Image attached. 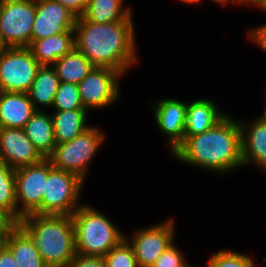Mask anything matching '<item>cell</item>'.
Segmentation results:
<instances>
[{
    "instance_id": "1",
    "label": "cell",
    "mask_w": 266,
    "mask_h": 267,
    "mask_svg": "<svg viewBox=\"0 0 266 267\" xmlns=\"http://www.w3.org/2000/svg\"><path fill=\"white\" fill-rule=\"evenodd\" d=\"M133 18L98 24L76 19L75 48L95 67H108L124 74L138 62Z\"/></svg>"
},
{
    "instance_id": "2",
    "label": "cell",
    "mask_w": 266,
    "mask_h": 267,
    "mask_svg": "<svg viewBox=\"0 0 266 267\" xmlns=\"http://www.w3.org/2000/svg\"><path fill=\"white\" fill-rule=\"evenodd\" d=\"M172 155L177 161L218 174L239 169L243 167L239 122L226 115L206 132L184 137Z\"/></svg>"
},
{
    "instance_id": "3",
    "label": "cell",
    "mask_w": 266,
    "mask_h": 267,
    "mask_svg": "<svg viewBox=\"0 0 266 267\" xmlns=\"http://www.w3.org/2000/svg\"><path fill=\"white\" fill-rule=\"evenodd\" d=\"M19 225L34 240L48 267H67L76 256L71 216L30 214L21 218Z\"/></svg>"
},
{
    "instance_id": "4",
    "label": "cell",
    "mask_w": 266,
    "mask_h": 267,
    "mask_svg": "<svg viewBox=\"0 0 266 267\" xmlns=\"http://www.w3.org/2000/svg\"><path fill=\"white\" fill-rule=\"evenodd\" d=\"M75 229L76 254L104 257L124 238V233L107 216L89 204H82L71 215Z\"/></svg>"
},
{
    "instance_id": "5",
    "label": "cell",
    "mask_w": 266,
    "mask_h": 267,
    "mask_svg": "<svg viewBox=\"0 0 266 267\" xmlns=\"http://www.w3.org/2000/svg\"><path fill=\"white\" fill-rule=\"evenodd\" d=\"M104 133L92 125L71 141L56 144L47 159L54 168L74 173L85 181L90 162L105 141Z\"/></svg>"
},
{
    "instance_id": "6",
    "label": "cell",
    "mask_w": 266,
    "mask_h": 267,
    "mask_svg": "<svg viewBox=\"0 0 266 267\" xmlns=\"http://www.w3.org/2000/svg\"><path fill=\"white\" fill-rule=\"evenodd\" d=\"M84 182L74 173L54 168L48 160V177L42 197L41 214L71 216L83 204H80L79 199Z\"/></svg>"
},
{
    "instance_id": "7",
    "label": "cell",
    "mask_w": 266,
    "mask_h": 267,
    "mask_svg": "<svg viewBox=\"0 0 266 267\" xmlns=\"http://www.w3.org/2000/svg\"><path fill=\"white\" fill-rule=\"evenodd\" d=\"M36 0H1L0 38L5 47H28L32 41Z\"/></svg>"
},
{
    "instance_id": "8",
    "label": "cell",
    "mask_w": 266,
    "mask_h": 267,
    "mask_svg": "<svg viewBox=\"0 0 266 267\" xmlns=\"http://www.w3.org/2000/svg\"><path fill=\"white\" fill-rule=\"evenodd\" d=\"M28 47L0 51V91L28 93L40 68Z\"/></svg>"
},
{
    "instance_id": "9",
    "label": "cell",
    "mask_w": 266,
    "mask_h": 267,
    "mask_svg": "<svg viewBox=\"0 0 266 267\" xmlns=\"http://www.w3.org/2000/svg\"><path fill=\"white\" fill-rule=\"evenodd\" d=\"M48 177V159L15 169L17 224L30 214H41L42 197Z\"/></svg>"
},
{
    "instance_id": "10",
    "label": "cell",
    "mask_w": 266,
    "mask_h": 267,
    "mask_svg": "<svg viewBox=\"0 0 266 267\" xmlns=\"http://www.w3.org/2000/svg\"><path fill=\"white\" fill-rule=\"evenodd\" d=\"M122 75L108 67H94L77 84L84 109H102L117 102L121 93L119 80Z\"/></svg>"
},
{
    "instance_id": "11",
    "label": "cell",
    "mask_w": 266,
    "mask_h": 267,
    "mask_svg": "<svg viewBox=\"0 0 266 267\" xmlns=\"http://www.w3.org/2000/svg\"><path fill=\"white\" fill-rule=\"evenodd\" d=\"M173 218L147 228H139L133 236L125 239L132 246L139 267H151L159 256L175 240Z\"/></svg>"
},
{
    "instance_id": "12",
    "label": "cell",
    "mask_w": 266,
    "mask_h": 267,
    "mask_svg": "<svg viewBox=\"0 0 266 267\" xmlns=\"http://www.w3.org/2000/svg\"><path fill=\"white\" fill-rule=\"evenodd\" d=\"M77 17L54 0H36L32 40L48 38L58 33L74 31Z\"/></svg>"
},
{
    "instance_id": "13",
    "label": "cell",
    "mask_w": 266,
    "mask_h": 267,
    "mask_svg": "<svg viewBox=\"0 0 266 267\" xmlns=\"http://www.w3.org/2000/svg\"><path fill=\"white\" fill-rule=\"evenodd\" d=\"M44 157L21 128H0V162L17 169L41 162Z\"/></svg>"
},
{
    "instance_id": "14",
    "label": "cell",
    "mask_w": 266,
    "mask_h": 267,
    "mask_svg": "<svg viewBox=\"0 0 266 267\" xmlns=\"http://www.w3.org/2000/svg\"><path fill=\"white\" fill-rule=\"evenodd\" d=\"M153 111L154 120L157 127L164 136L167 137L168 149L170 153L184 142V116L187 109V103L175 98L159 99L150 104Z\"/></svg>"
},
{
    "instance_id": "15",
    "label": "cell",
    "mask_w": 266,
    "mask_h": 267,
    "mask_svg": "<svg viewBox=\"0 0 266 267\" xmlns=\"http://www.w3.org/2000/svg\"><path fill=\"white\" fill-rule=\"evenodd\" d=\"M243 166L248 164L260 167L266 162V117L259 116L253 122L239 121Z\"/></svg>"
},
{
    "instance_id": "16",
    "label": "cell",
    "mask_w": 266,
    "mask_h": 267,
    "mask_svg": "<svg viewBox=\"0 0 266 267\" xmlns=\"http://www.w3.org/2000/svg\"><path fill=\"white\" fill-rule=\"evenodd\" d=\"M215 103L211 98H199L192 103H187L184 137L206 132L227 115L221 112Z\"/></svg>"
},
{
    "instance_id": "17",
    "label": "cell",
    "mask_w": 266,
    "mask_h": 267,
    "mask_svg": "<svg viewBox=\"0 0 266 267\" xmlns=\"http://www.w3.org/2000/svg\"><path fill=\"white\" fill-rule=\"evenodd\" d=\"M36 111L28 93L0 91V128H21Z\"/></svg>"
},
{
    "instance_id": "18",
    "label": "cell",
    "mask_w": 266,
    "mask_h": 267,
    "mask_svg": "<svg viewBox=\"0 0 266 267\" xmlns=\"http://www.w3.org/2000/svg\"><path fill=\"white\" fill-rule=\"evenodd\" d=\"M28 48L40 65L52 66L75 48V31H66L48 38L32 40Z\"/></svg>"
},
{
    "instance_id": "19",
    "label": "cell",
    "mask_w": 266,
    "mask_h": 267,
    "mask_svg": "<svg viewBox=\"0 0 266 267\" xmlns=\"http://www.w3.org/2000/svg\"><path fill=\"white\" fill-rule=\"evenodd\" d=\"M26 136L39 153L47 158L56 146L53 118L44 109L36 110L24 126Z\"/></svg>"
},
{
    "instance_id": "20",
    "label": "cell",
    "mask_w": 266,
    "mask_h": 267,
    "mask_svg": "<svg viewBox=\"0 0 266 267\" xmlns=\"http://www.w3.org/2000/svg\"><path fill=\"white\" fill-rule=\"evenodd\" d=\"M6 247L13 254L18 267H48L30 235L17 224L9 233Z\"/></svg>"
},
{
    "instance_id": "21",
    "label": "cell",
    "mask_w": 266,
    "mask_h": 267,
    "mask_svg": "<svg viewBox=\"0 0 266 267\" xmlns=\"http://www.w3.org/2000/svg\"><path fill=\"white\" fill-rule=\"evenodd\" d=\"M86 109L54 111L52 114L56 144L71 141L90 127Z\"/></svg>"
},
{
    "instance_id": "22",
    "label": "cell",
    "mask_w": 266,
    "mask_h": 267,
    "mask_svg": "<svg viewBox=\"0 0 266 267\" xmlns=\"http://www.w3.org/2000/svg\"><path fill=\"white\" fill-rule=\"evenodd\" d=\"M60 80L55 69L49 65H41L33 84L28 92L30 100L36 110L39 105L52 107L55 94L59 88Z\"/></svg>"
},
{
    "instance_id": "23",
    "label": "cell",
    "mask_w": 266,
    "mask_h": 267,
    "mask_svg": "<svg viewBox=\"0 0 266 267\" xmlns=\"http://www.w3.org/2000/svg\"><path fill=\"white\" fill-rule=\"evenodd\" d=\"M123 2L124 0H88L82 17L98 24L123 22L127 18H133L131 8H125Z\"/></svg>"
},
{
    "instance_id": "24",
    "label": "cell",
    "mask_w": 266,
    "mask_h": 267,
    "mask_svg": "<svg viewBox=\"0 0 266 267\" xmlns=\"http://www.w3.org/2000/svg\"><path fill=\"white\" fill-rule=\"evenodd\" d=\"M52 67L61 82L78 84L95 66L74 48L58 59Z\"/></svg>"
},
{
    "instance_id": "25",
    "label": "cell",
    "mask_w": 266,
    "mask_h": 267,
    "mask_svg": "<svg viewBox=\"0 0 266 267\" xmlns=\"http://www.w3.org/2000/svg\"><path fill=\"white\" fill-rule=\"evenodd\" d=\"M15 169L0 162V211L17 223Z\"/></svg>"
},
{
    "instance_id": "26",
    "label": "cell",
    "mask_w": 266,
    "mask_h": 267,
    "mask_svg": "<svg viewBox=\"0 0 266 267\" xmlns=\"http://www.w3.org/2000/svg\"><path fill=\"white\" fill-rule=\"evenodd\" d=\"M52 108L56 111L84 109L80 100L77 84L60 82Z\"/></svg>"
},
{
    "instance_id": "27",
    "label": "cell",
    "mask_w": 266,
    "mask_h": 267,
    "mask_svg": "<svg viewBox=\"0 0 266 267\" xmlns=\"http://www.w3.org/2000/svg\"><path fill=\"white\" fill-rule=\"evenodd\" d=\"M253 259L248 254L230 249L214 252L208 259V267H254Z\"/></svg>"
},
{
    "instance_id": "28",
    "label": "cell",
    "mask_w": 266,
    "mask_h": 267,
    "mask_svg": "<svg viewBox=\"0 0 266 267\" xmlns=\"http://www.w3.org/2000/svg\"><path fill=\"white\" fill-rule=\"evenodd\" d=\"M106 267H139L132 246L124 238L105 256Z\"/></svg>"
},
{
    "instance_id": "29",
    "label": "cell",
    "mask_w": 266,
    "mask_h": 267,
    "mask_svg": "<svg viewBox=\"0 0 266 267\" xmlns=\"http://www.w3.org/2000/svg\"><path fill=\"white\" fill-rule=\"evenodd\" d=\"M187 264L184 253L173 241L151 267H185Z\"/></svg>"
},
{
    "instance_id": "30",
    "label": "cell",
    "mask_w": 266,
    "mask_h": 267,
    "mask_svg": "<svg viewBox=\"0 0 266 267\" xmlns=\"http://www.w3.org/2000/svg\"><path fill=\"white\" fill-rule=\"evenodd\" d=\"M67 267H106L104 257L83 256L76 254Z\"/></svg>"
},
{
    "instance_id": "31",
    "label": "cell",
    "mask_w": 266,
    "mask_h": 267,
    "mask_svg": "<svg viewBox=\"0 0 266 267\" xmlns=\"http://www.w3.org/2000/svg\"><path fill=\"white\" fill-rule=\"evenodd\" d=\"M248 39L258 45L266 54V23L253 27L247 31Z\"/></svg>"
},
{
    "instance_id": "32",
    "label": "cell",
    "mask_w": 266,
    "mask_h": 267,
    "mask_svg": "<svg viewBox=\"0 0 266 267\" xmlns=\"http://www.w3.org/2000/svg\"><path fill=\"white\" fill-rule=\"evenodd\" d=\"M54 1L66 7L77 18L82 16L88 5V0H54Z\"/></svg>"
},
{
    "instance_id": "33",
    "label": "cell",
    "mask_w": 266,
    "mask_h": 267,
    "mask_svg": "<svg viewBox=\"0 0 266 267\" xmlns=\"http://www.w3.org/2000/svg\"><path fill=\"white\" fill-rule=\"evenodd\" d=\"M0 267H18L13 254L7 247L0 252Z\"/></svg>"
},
{
    "instance_id": "34",
    "label": "cell",
    "mask_w": 266,
    "mask_h": 267,
    "mask_svg": "<svg viewBox=\"0 0 266 267\" xmlns=\"http://www.w3.org/2000/svg\"><path fill=\"white\" fill-rule=\"evenodd\" d=\"M17 223L10 221L3 229H0V252L6 247L7 238Z\"/></svg>"
},
{
    "instance_id": "35",
    "label": "cell",
    "mask_w": 266,
    "mask_h": 267,
    "mask_svg": "<svg viewBox=\"0 0 266 267\" xmlns=\"http://www.w3.org/2000/svg\"><path fill=\"white\" fill-rule=\"evenodd\" d=\"M212 2H216L218 4H221V5H226L230 2L234 3V4H238V5H246L247 6V0H211Z\"/></svg>"
},
{
    "instance_id": "36",
    "label": "cell",
    "mask_w": 266,
    "mask_h": 267,
    "mask_svg": "<svg viewBox=\"0 0 266 267\" xmlns=\"http://www.w3.org/2000/svg\"><path fill=\"white\" fill-rule=\"evenodd\" d=\"M11 220L0 211V229H3Z\"/></svg>"
},
{
    "instance_id": "37",
    "label": "cell",
    "mask_w": 266,
    "mask_h": 267,
    "mask_svg": "<svg viewBox=\"0 0 266 267\" xmlns=\"http://www.w3.org/2000/svg\"><path fill=\"white\" fill-rule=\"evenodd\" d=\"M266 0H247V6L260 7Z\"/></svg>"
},
{
    "instance_id": "38",
    "label": "cell",
    "mask_w": 266,
    "mask_h": 267,
    "mask_svg": "<svg viewBox=\"0 0 266 267\" xmlns=\"http://www.w3.org/2000/svg\"><path fill=\"white\" fill-rule=\"evenodd\" d=\"M180 2L182 1V2H184V3H186L187 5L188 4H198L199 2H201L202 0H179Z\"/></svg>"
},
{
    "instance_id": "39",
    "label": "cell",
    "mask_w": 266,
    "mask_h": 267,
    "mask_svg": "<svg viewBox=\"0 0 266 267\" xmlns=\"http://www.w3.org/2000/svg\"><path fill=\"white\" fill-rule=\"evenodd\" d=\"M260 169L263 171V173L266 174V162H264L261 166Z\"/></svg>"
},
{
    "instance_id": "40",
    "label": "cell",
    "mask_w": 266,
    "mask_h": 267,
    "mask_svg": "<svg viewBox=\"0 0 266 267\" xmlns=\"http://www.w3.org/2000/svg\"><path fill=\"white\" fill-rule=\"evenodd\" d=\"M262 11H266V1L259 7Z\"/></svg>"
},
{
    "instance_id": "41",
    "label": "cell",
    "mask_w": 266,
    "mask_h": 267,
    "mask_svg": "<svg viewBox=\"0 0 266 267\" xmlns=\"http://www.w3.org/2000/svg\"><path fill=\"white\" fill-rule=\"evenodd\" d=\"M5 48V46L3 45L1 38H0V51L3 50Z\"/></svg>"
},
{
    "instance_id": "42",
    "label": "cell",
    "mask_w": 266,
    "mask_h": 267,
    "mask_svg": "<svg viewBox=\"0 0 266 267\" xmlns=\"http://www.w3.org/2000/svg\"><path fill=\"white\" fill-rule=\"evenodd\" d=\"M262 115H264L266 117V97H265V109H264V112L262 113Z\"/></svg>"
},
{
    "instance_id": "43",
    "label": "cell",
    "mask_w": 266,
    "mask_h": 267,
    "mask_svg": "<svg viewBox=\"0 0 266 267\" xmlns=\"http://www.w3.org/2000/svg\"><path fill=\"white\" fill-rule=\"evenodd\" d=\"M185 267H196V266H192V265H190V264H187ZM197 267H199V266H197ZM206 267H208V266H206Z\"/></svg>"
}]
</instances>
